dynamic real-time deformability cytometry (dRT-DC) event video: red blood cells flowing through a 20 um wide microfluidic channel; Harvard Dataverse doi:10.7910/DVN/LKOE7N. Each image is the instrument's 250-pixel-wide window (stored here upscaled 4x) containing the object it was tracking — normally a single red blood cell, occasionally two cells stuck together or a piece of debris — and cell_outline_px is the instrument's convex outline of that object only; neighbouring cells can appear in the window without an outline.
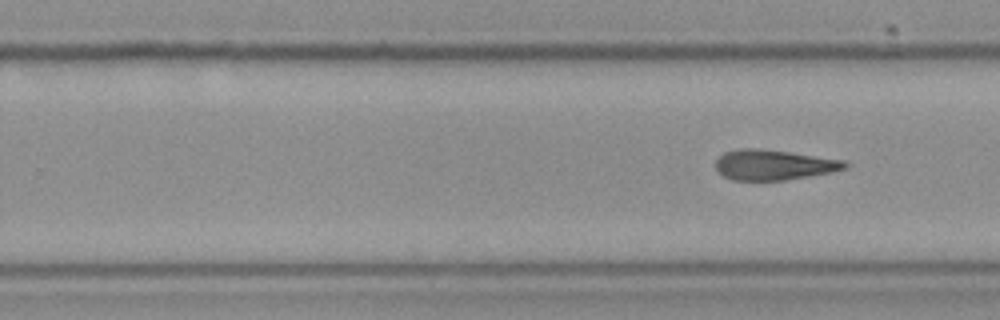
{"species": "Egyptian fruit bat (a non-hibernating species)", "species_latin": "Rousettus aegyptiacus", "temperature_condition": "cold", "stored_images_in_passage": 10, "segment_of_instrument_passage": [2, 2], "camera_frame_rate_fps": 3000, "um_per_image_px": 0.085, "frame": {"image": 1, "passage_image": 10, "time_ms": 3.0, "image_size_px": [1000, 320], "cell_outline_px": [[848, 168], [832, 172], [784, 180], [732, 180], [724, 176], [716, 168], [716, 160], [724, 152], [740, 148], [756, 148], [788, 152], [844, 160], [848, 164]], "centroid_in_image_um": [65.77, 14.01], "position_along_channel_um": 264.0, "area_um2": 22.6}}